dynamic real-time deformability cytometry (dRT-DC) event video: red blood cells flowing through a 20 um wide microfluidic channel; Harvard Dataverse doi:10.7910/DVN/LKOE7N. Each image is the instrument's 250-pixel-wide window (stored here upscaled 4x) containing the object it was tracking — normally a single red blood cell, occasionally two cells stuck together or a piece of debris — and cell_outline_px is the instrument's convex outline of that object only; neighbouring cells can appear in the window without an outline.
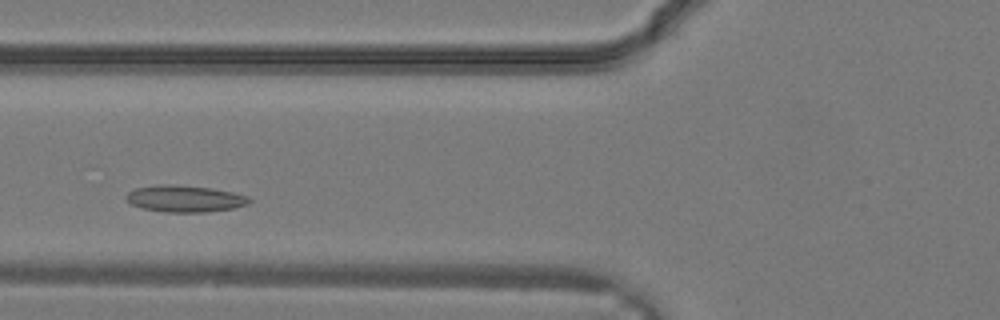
{"species": "common noctule bat (a hibernating species)", "species_latin": "Nyctalus noctula", "temperature_condition": "warm", "stored_images_in_passage": 21, "camera_frame_rate_fps": 3000, "um_per_image_px": 0.085, "animal": {"sex": "male", "body_mass_g": 19.2, "forearm_length_mm": 51.8}, "frame": {"image": 1, "passage_image": 5, "time_ms": 1.333, "image_size_px": [1000, 320], "cell_outline_px": [[252, 200], [248, 204], [232, 208], [204, 212], [164, 212], [144, 208], [132, 204], [124, 196], [128, 192], [136, 188], [160, 184], [172, 184], [212, 188], [232, 192], [248, 196]], "centroid_in_image_um": [15.72, 16.88], "position_along_channel_um": 110.1, "area_um2": 19.02}}
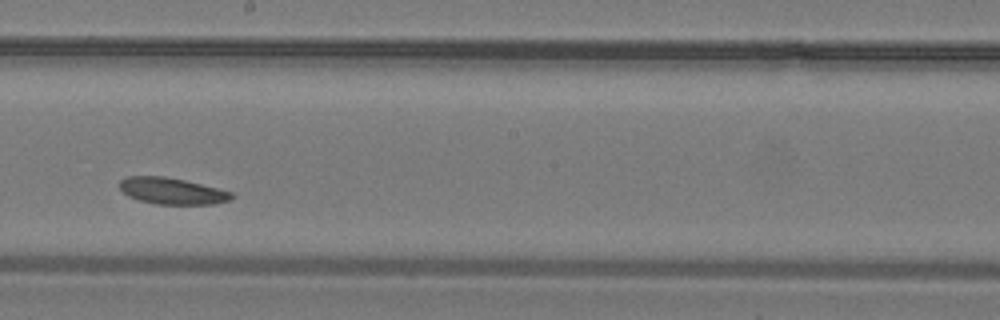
{"frame": {"image": 2, "passage_image": 11, "time_ms": 3.333, "image_size_px": [1000, 320], "cell_outline_px": [[236, 196], [232, 200], [212, 204], [156, 204], [140, 200], [128, 196], [120, 188], [120, 180], [128, 176], [164, 176], [184, 180], [232, 192]], "centroid_in_image_um": [14.64, 16.24], "position_along_channel_um": 233.6, "area_um2": 17.17}}
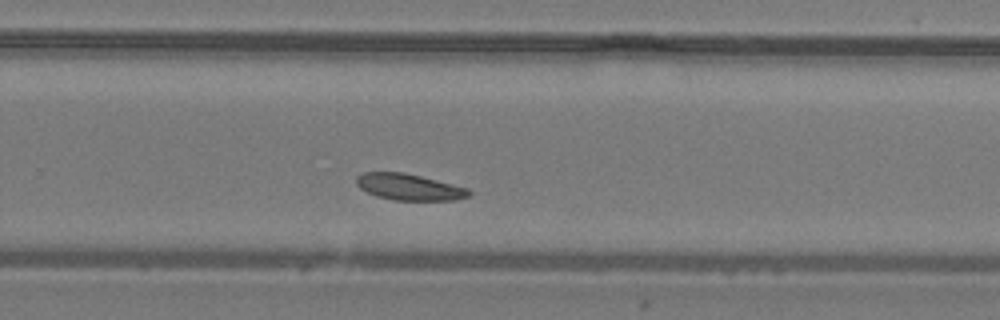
{"frame": {"image": 3, "passage_image": 14, "time_ms": 4.333, "image_size_px": [1000, 320], "cell_outline_px": [[472, 192], [468, 196], [456, 200], [396, 200], [376, 196], [360, 188], [356, 184], [356, 176], [360, 172], [404, 172], [468, 188]], "centroid_in_image_um": [34.75, 15.89], "position_along_channel_um": 295.1, "area_um2": 17.22}}